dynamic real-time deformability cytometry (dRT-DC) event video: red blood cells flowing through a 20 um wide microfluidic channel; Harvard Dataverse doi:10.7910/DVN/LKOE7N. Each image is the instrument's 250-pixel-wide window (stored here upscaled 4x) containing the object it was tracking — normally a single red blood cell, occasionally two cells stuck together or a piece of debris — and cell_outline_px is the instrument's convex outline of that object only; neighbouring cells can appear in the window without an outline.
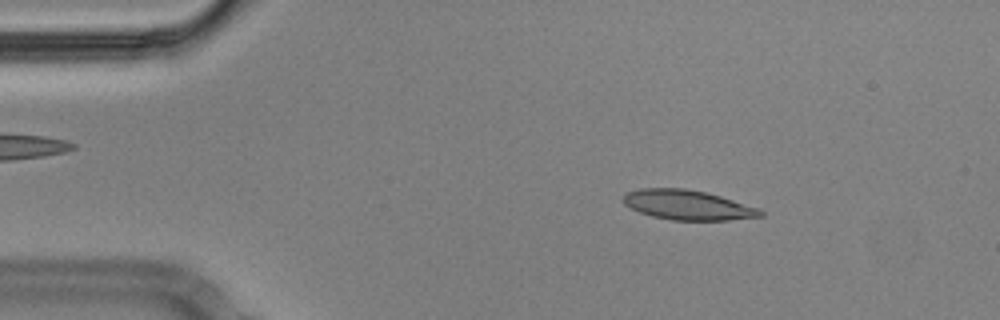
{"species": "Egyptian fruit bat (a non-hibernating species)", "species_latin": "Rousettus aegyptiacus", "temperature_condition": "cold", "stored_images_in_passage": 55, "camera_frame_rate_fps": 3000, "um_per_image_px": 0.085, "animal": {"sex": "male"}, "frame": {"image": 1, "passage_image": 8, "time_ms": 2.333, "image_size_px": [1000, 320], "cell_outline_px": [[764, 216], [728, 220], [672, 220], [652, 216], [640, 212], [624, 204], [624, 196], [628, 192], [640, 188], [684, 188], [704, 192], [720, 196], [760, 208], [764, 212]], "centroid_in_image_um": [58.49, 17.43], "position_along_channel_um": 26.5, "area_um2": 23.64}}
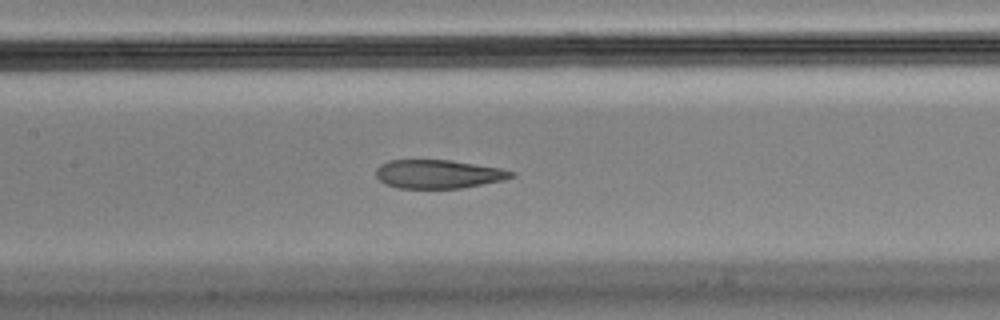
{"frame": {"image": 2, "passage_image": 25, "time_ms": 8.0, "image_size_px": [1000, 320], "cell_outline_px": [[516, 176], [504, 180], [460, 188], [400, 188], [384, 184], [376, 176], [376, 168], [380, 164], [388, 160], [452, 160], [500, 168], [516, 172]], "centroid_in_image_um": [37.26, 14.79], "position_along_channel_um": 170.1, "area_um2": 22.66}}
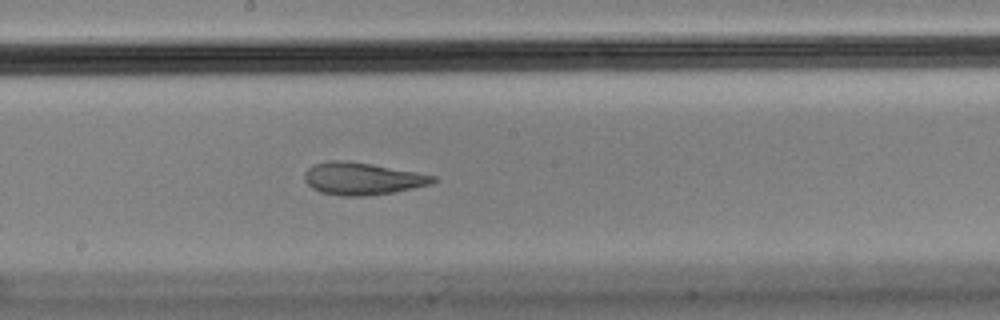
{"frame": {"image": 3, "passage_image": 29, "time_ms": 9.333, "image_size_px": [1000, 320], "cell_outline_px": [[436, 180], [432, 184], [392, 192], [368, 196], [340, 196], [320, 192], [312, 188], [304, 180], [304, 172], [312, 164], [332, 160], [344, 160], [372, 164], [416, 172], [436, 176]], "centroid_in_image_um": [30.75, 15.18], "position_along_channel_um": 217.4, "area_um2": 24.22}, "authors_computed_cell_mechanics": {"area_um2": 24.1604, "velocity_mm_per_s": 3.5521, "shape_relaxation_time_tau1_ms": null, "shape_relaxation_time_tau2_ms": 1.8725, "deformation_change_tau1": null, "deformation_change_tau2": 0.0841}}